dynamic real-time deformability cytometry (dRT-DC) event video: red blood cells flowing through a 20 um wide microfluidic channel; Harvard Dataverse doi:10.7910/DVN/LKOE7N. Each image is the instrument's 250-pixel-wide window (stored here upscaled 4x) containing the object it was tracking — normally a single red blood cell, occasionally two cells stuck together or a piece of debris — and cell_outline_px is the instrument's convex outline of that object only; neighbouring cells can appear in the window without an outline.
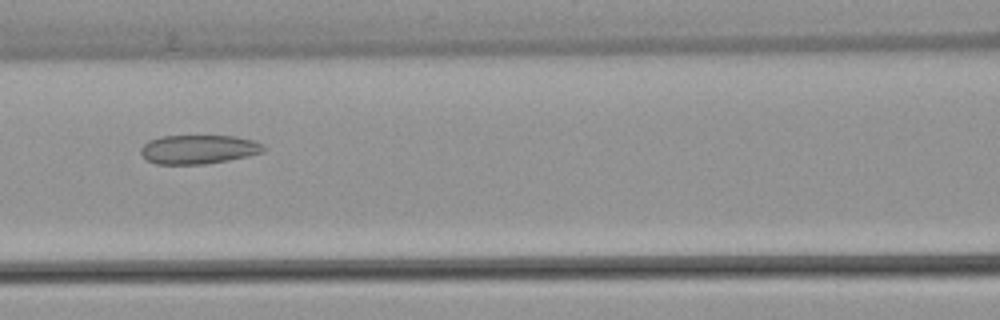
{"species": "common noctule bat (a hibernating species)", "species_latin": "Nyctalus noctula", "temperature_condition": "warm", "stored_images_in_passage": 22, "camera_frame_rate_fps": 3000, "um_per_image_px": 0.085, "animal": {"sex": "female", "body_mass_g": 22.7, "forearm_length_mm": 54.2}, "frame": {"image": 1, "passage_image": 7, "time_ms": 2.0, "image_size_px": [1000, 320], "cell_outline_px": [[268, 148], [264, 152], [248, 156], [228, 160], [204, 164], [156, 164], [148, 160], [140, 152], [140, 148], [148, 140], [160, 136], [236, 136], [252, 140], [264, 144]], "centroid_in_image_um": [16.9, 12.69], "position_along_channel_um": 149.7, "area_um2": 20.87}}
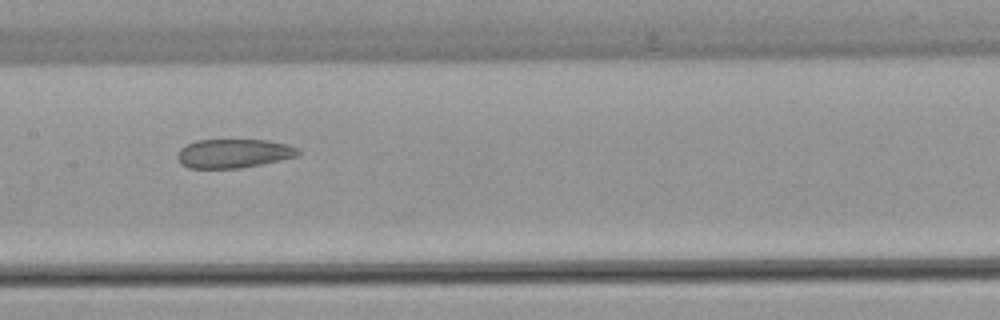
{"frame": {"image": 2, "passage_image": 10, "time_ms": 3.0, "image_size_px": [1000, 320], "cell_outline_px": [[300, 156], [240, 168], [188, 168], [180, 164], [176, 156], [180, 148], [196, 140], [268, 140], [284, 144], [296, 148], [300, 152]], "centroid_in_image_um": [19.82, 13.05], "position_along_channel_um": 187.6, "area_um2": 20.29}}